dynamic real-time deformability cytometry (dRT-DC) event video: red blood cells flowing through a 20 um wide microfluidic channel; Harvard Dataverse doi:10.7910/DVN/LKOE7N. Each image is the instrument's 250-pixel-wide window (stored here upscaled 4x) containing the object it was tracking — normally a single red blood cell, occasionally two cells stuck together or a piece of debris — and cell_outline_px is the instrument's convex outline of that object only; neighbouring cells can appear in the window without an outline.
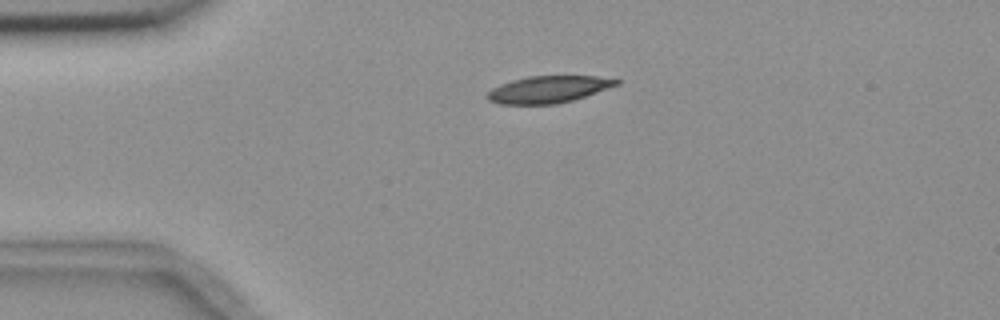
{"species": "common noctule bat (a hibernating species)", "species_latin": "Nyctalus noctula", "temperature_condition": "room temperature", "stored_images_in_passage": 1, "camera_frame_rate_fps": 3000, "um_per_image_px": 0.085, "animal": {"sex": "female", "body_mass_g": 18.4}, "frame": {"image": 1, "passage_image": 1, "time_ms": 0.0, "image_size_px": [1000, 320], "cell_outline_px": [[620, 84], [572, 100], [556, 104], [500, 104], [488, 100], [484, 96], [492, 88], [500, 84], [512, 80], [528, 76], [596, 76], [620, 80]], "centroid_in_image_um": [46.57, 7.59], "position_along_channel_um": 38.4, "area_um2": 20.17}}